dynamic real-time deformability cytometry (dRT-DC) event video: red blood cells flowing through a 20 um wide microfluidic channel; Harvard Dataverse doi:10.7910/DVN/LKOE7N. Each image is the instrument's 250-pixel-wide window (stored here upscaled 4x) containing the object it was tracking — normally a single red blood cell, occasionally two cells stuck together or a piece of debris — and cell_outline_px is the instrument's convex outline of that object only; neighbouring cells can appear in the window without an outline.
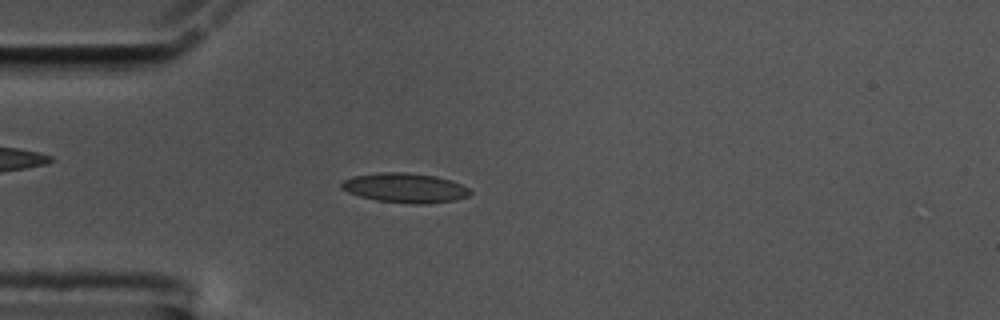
{"species": "common noctule bat (a hibernating species)", "species_latin": "Nyctalus noctula", "temperature_condition": "cold", "stored_images_in_passage": 56, "camera_frame_rate_fps": 3000, "um_per_image_px": 0.085, "animal": {"sex": "male", "body_mass_g": 17.5, "forearm_length_mm": 52.3}, "frame": {"image": 1, "passage_image": 15, "time_ms": 4.667, "image_size_px": [1000, 320], "cell_outline_px": [[472, 192], [468, 196], [456, 200], [424, 204], [412, 204], [376, 200], [360, 196], [348, 192], [340, 188], [340, 184], [344, 180], [352, 176], [380, 172], [408, 172], [436, 176], [452, 180], [468, 188]], "centroid_in_image_um": [34.43, 15.96], "position_along_channel_um": 50.6, "area_um2": 22.31}}
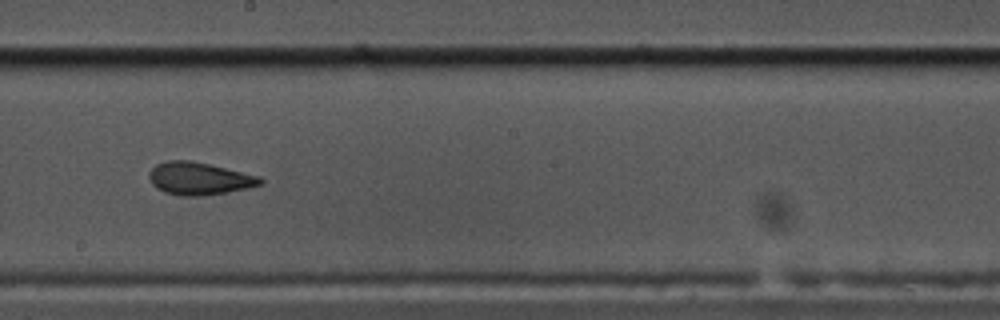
{"frame": {"image": 2, "passage_image": 31, "time_ms": 10.0, "image_size_px": [1000, 320], "cell_outline_px": [[264, 184], [248, 188], [228, 192], [200, 196], [180, 196], [164, 192], [156, 188], [152, 184], [148, 176], [148, 172], [156, 164], [168, 160], [192, 160], [260, 176], [264, 180]], "centroid_in_image_um": [16.93, 15.18], "position_along_channel_um": 231.3, "area_um2": 21.33}}
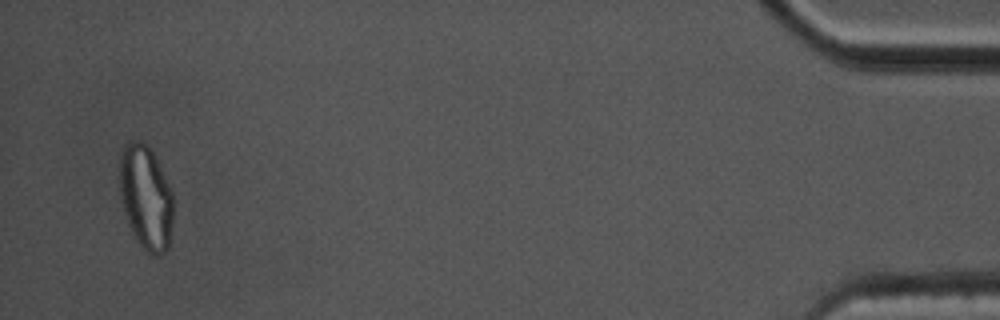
{"frame": {"image": 3, "passage_image": 54, "time_ms": 17.667, "image_size_px": [1000, 320], "cell_outline_px": [[172, 224], [168, 248], [160, 256], [156, 256], [144, 252], [136, 240], [128, 224], [120, 196], [120, 152], [124, 144], [128, 140], [140, 140], [152, 152], [172, 192]], "centroid_in_image_um": [12.38, 16.81], "position_along_channel_um": 422.8, "area_um2": 32.54}, "authors_computed_cell_mechanics": {"area_um2": 20.8658, "velocity_mm_per_s": 3.5735, "shape_relaxation_time_tau1_ms": null, "shape_relaxation_time_tau2_ms": 2.2945, "deformation_change_tau1": null, "deformation_change_tau2": 0.0799}}